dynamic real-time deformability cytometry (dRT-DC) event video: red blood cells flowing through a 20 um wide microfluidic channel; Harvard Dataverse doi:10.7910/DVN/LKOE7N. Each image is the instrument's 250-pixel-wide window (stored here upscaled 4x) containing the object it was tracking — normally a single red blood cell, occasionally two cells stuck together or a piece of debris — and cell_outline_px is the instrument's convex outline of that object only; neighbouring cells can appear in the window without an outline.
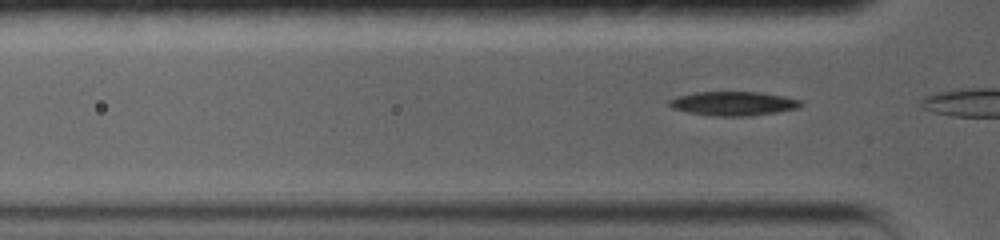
{"species": "common noctule bat (a hibernating species)", "species_latin": "Nyctalus noctula", "temperature_condition": "warm", "stored_images_in_passage": 5, "camera_frame_rate_fps": 5000, "um_per_image_px": 0.085, "animal": {"sex": "female", "body_mass_g": 19.0, "forearm_length_mm": 56.7}, "frame": {"image": 1, "passage_image": 3, "time_ms": 0.6, "image_size_px": [1000, 240], "cell_outline_px": [[804, 104], [800, 108], [776, 112], [748, 116], [716, 116], [688, 112], [672, 108], [668, 104], [668, 100], [676, 96], [692, 92], [760, 92], [784, 96], [800, 100]], "centroid_in_image_um": [62.33, 8.79], "position_along_channel_um": 63.5, "area_um2": 18.55}}